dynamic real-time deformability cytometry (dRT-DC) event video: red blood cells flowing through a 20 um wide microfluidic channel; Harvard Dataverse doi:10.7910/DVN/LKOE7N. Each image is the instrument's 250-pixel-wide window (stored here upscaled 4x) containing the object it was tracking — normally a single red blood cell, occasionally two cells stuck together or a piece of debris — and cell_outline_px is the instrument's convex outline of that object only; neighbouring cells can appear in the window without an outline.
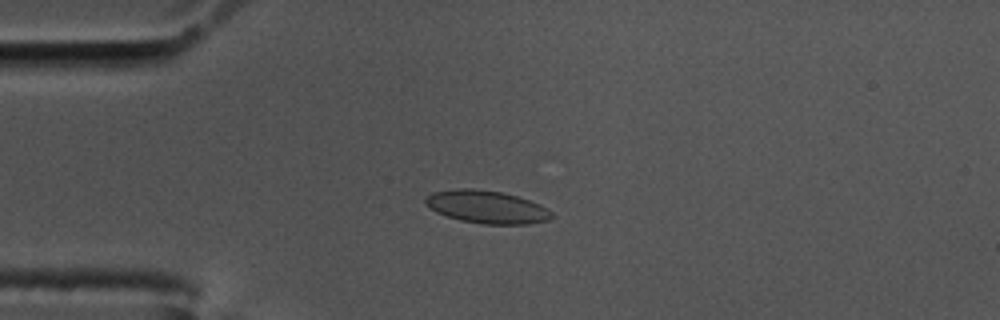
{"species": "common noctule bat (a hibernating species)", "species_latin": "Nyctalus noctula", "temperature_condition": "cold", "stored_images_in_passage": 54, "camera_frame_rate_fps": 3000, "um_per_image_px": 0.085, "animal": {"sex": "male", "body_mass_g": 17.5, "forearm_length_mm": 52.3}, "frame": {"image": 1, "passage_image": 10, "time_ms": 3.0, "image_size_px": [1000, 320], "cell_outline_px": [[552, 216], [548, 220], [528, 224], [484, 224], [460, 220], [436, 212], [424, 204], [424, 200], [432, 192], [456, 188], [472, 188], [500, 192], [516, 196], [540, 204], [548, 208], [552, 212]], "centroid_in_image_um": [41.36, 17.59], "position_along_channel_um": 43.6, "area_um2": 24.04}}
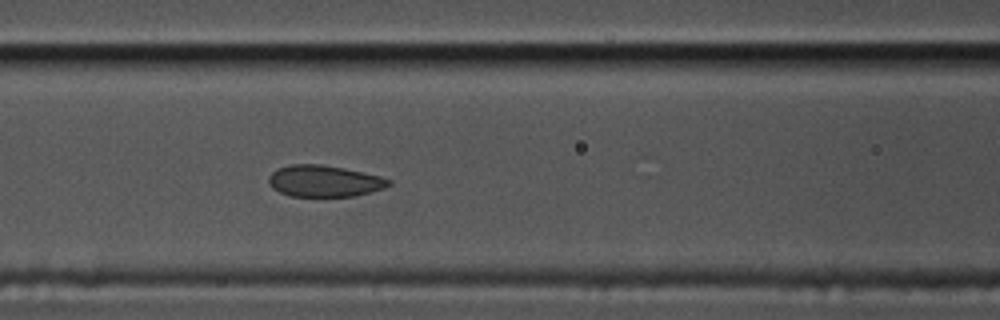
{"frame": {"image": 2, "passage_image": 20, "time_ms": 6.333, "image_size_px": [1000, 320], "cell_outline_px": [[392, 184], [384, 188], [356, 196], [292, 196], [280, 192], [272, 188], [268, 180], [268, 176], [276, 168], [292, 164], [320, 164], [344, 168], [380, 176], [392, 180]], "centroid_in_image_um": [27.56, 15.38], "position_along_channel_um": 139.0, "area_um2": 22.08}}
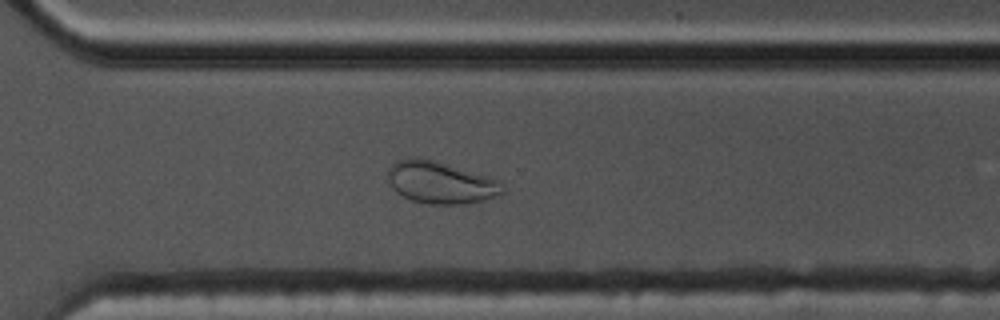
{"frame": {"image": 3, "passage_image": 37, "time_ms": 12.0, "image_size_px": [1000, 320], "cell_outline_px": [[504, 192], [484, 200], [468, 204], [432, 204], [412, 200], [396, 192], [392, 188], [388, 180], [388, 168], [396, 160], [412, 156], [420, 156], [500, 180]], "centroid_in_image_um": [37.41, 15.5], "position_along_channel_um": 333.2, "area_um2": 28.15}}